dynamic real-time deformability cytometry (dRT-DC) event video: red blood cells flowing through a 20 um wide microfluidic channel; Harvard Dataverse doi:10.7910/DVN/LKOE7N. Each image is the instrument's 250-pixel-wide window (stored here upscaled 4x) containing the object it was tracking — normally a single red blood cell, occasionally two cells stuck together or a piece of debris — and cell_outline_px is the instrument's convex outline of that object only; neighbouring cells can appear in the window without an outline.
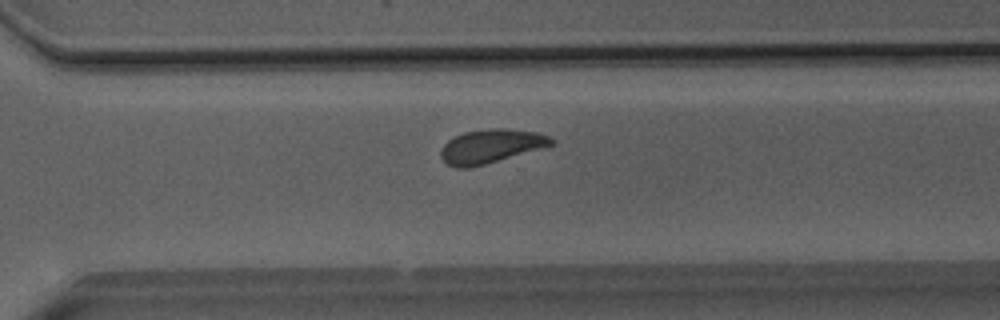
{"species": "Egyptian fruit bat (a non-hibernating species)", "species_latin": "Rousettus aegyptiacus", "temperature_condition": "room temperature", "stored_images_in_passage": 44, "camera_frame_rate_fps": 3000, "um_per_image_px": 0.085, "animal": {"sex": "male"}, "frame": {"image": 1, "passage_image": 29, "time_ms": 9.333, "image_size_px": [1000, 320], "cell_outline_px": [[556, 144], [484, 164], [468, 168], [456, 168], [448, 164], [440, 156], [440, 152], [444, 144], [448, 140], [464, 132], [488, 128], [504, 128], [540, 132], [556, 140]], "centroid_in_image_um": [41.75, 12.41], "position_along_channel_um": 328.8, "area_um2": 21.73}}
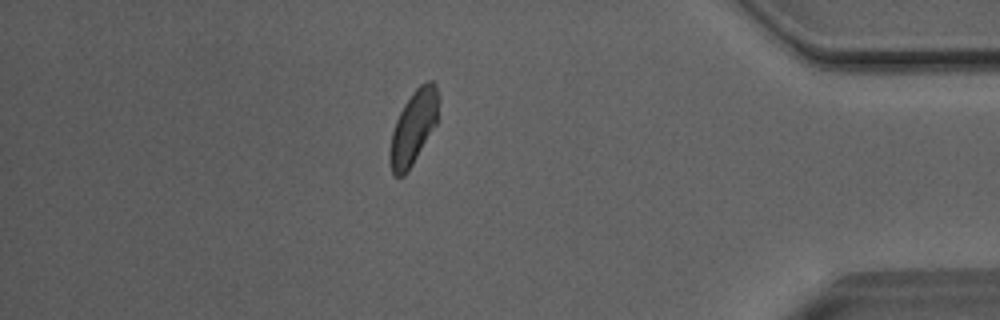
{"frame": {"image": 2, "passage_image": 37, "time_ms": 12.0, "image_size_px": [1000, 320], "cell_outline_px": [[440, 100], [436, 124], [412, 164], [404, 176], [396, 176], [392, 172], [388, 160], [388, 152], [392, 132], [396, 120], [404, 104], [412, 92], [420, 84], [428, 80], [432, 80], [436, 84], [440, 96]], "centroid_in_image_um": [35.15, 10.79], "position_along_channel_um": 400.1, "area_um2": 21.04}}
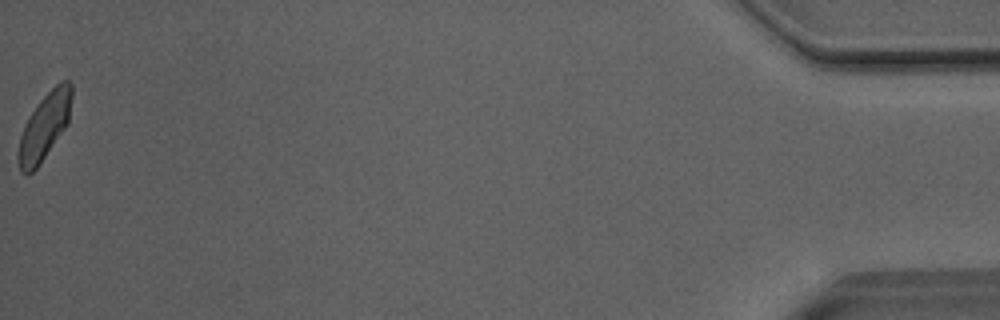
{"frame": {"image": 3, "passage_image": 44, "time_ms": 14.333, "image_size_px": [1000, 320], "cell_outline_px": [[72, 96], [68, 124], [36, 168], [28, 176], [24, 176], [20, 172], [20, 136], [24, 124], [40, 100], [60, 80], [68, 80], [72, 84]], "centroid_in_image_um": [3.82, 10.71], "position_along_channel_um": 431.4, "area_um2": 20.29}, "authors_computed_cell_mechanics": {"area_um2": 21.5305, "velocity_mm_per_s": 4.0256, "shape_relaxation_time_tau1_ms": 2.5304, "shape_relaxation_time_tau2_ms": 0.7063, "deformation_change_tau1": 0.0821, "deformation_change_tau2": 0.046}}